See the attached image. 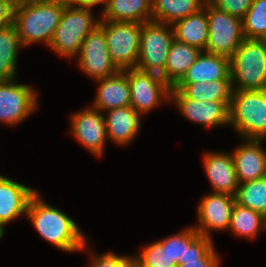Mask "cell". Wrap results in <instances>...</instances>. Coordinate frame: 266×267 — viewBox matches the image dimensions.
<instances>
[{
  "instance_id": "cell-3",
  "label": "cell",
  "mask_w": 266,
  "mask_h": 267,
  "mask_svg": "<svg viewBox=\"0 0 266 267\" xmlns=\"http://www.w3.org/2000/svg\"><path fill=\"white\" fill-rule=\"evenodd\" d=\"M230 77L233 90H266V40L241 42L230 58Z\"/></svg>"
},
{
  "instance_id": "cell-23",
  "label": "cell",
  "mask_w": 266,
  "mask_h": 267,
  "mask_svg": "<svg viewBox=\"0 0 266 267\" xmlns=\"http://www.w3.org/2000/svg\"><path fill=\"white\" fill-rule=\"evenodd\" d=\"M102 20L144 23L152 20V0H108Z\"/></svg>"
},
{
  "instance_id": "cell-12",
  "label": "cell",
  "mask_w": 266,
  "mask_h": 267,
  "mask_svg": "<svg viewBox=\"0 0 266 267\" xmlns=\"http://www.w3.org/2000/svg\"><path fill=\"white\" fill-rule=\"evenodd\" d=\"M170 99L187 119L207 127L229 124L231 102L196 101L188 99L180 90H170Z\"/></svg>"
},
{
  "instance_id": "cell-6",
  "label": "cell",
  "mask_w": 266,
  "mask_h": 267,
  "mask_svg": "<svg viewBox=\"0 0 266 267\" xmlns=\"http://www.w3.org/2000/svg\"><path fill=\"white\" fill-rule=\"evenodd\" d=\"M98 25L104 30L108 52L116 67L119 70L136 68L142 23L100 20Z\"/></svg>"
},
{
  "instance_id": "cell-10",
  "label": "cell",
  "mask_w": 266,
  "mask_h": 267,
  "mask_svg": "<svg viewBox=\"0 0 266 267\" xmlns=\"http://www.w3.org/2000/svg\"><path fill=\"white\" fill-rule=\"evenodd\" d=\"M78 56L80 69L95 80L112 76L119 71L110 58L105 33L99 25L84 39Z\"/></svg>"
},
{
  "instance_id": "cell-15",
  "label": "cell",
  "mask_w": 266,
  "mask_h": 267,
  "mask_svg": "<svg viewBox=\"0 0 266 267\" xmlns=\"http://www.w3.org/2000/svg\"><path fill=\"white\" fill-rule=\"evenodd\" d=\"M37 191L0 175V238L7 222L27 213L31 197Z\"/></svg>"
},
{
  "instance_id": "cell-32",
  "label": "cell",
  "mask_w": 266,
  "mask_h": 267,
  "mask_svg": "<svg viewBox=\"0 0 266 267\" xmlns=\"http://www.w3.org/2000/svg\"><path fill=\"white\" fill-rule=\"evenodd\" d=\"M199 236V232L194 227H191L174 236L167 237V251L171 261H174L179 266L181 260L185 259L186 248Z\"/></svg>"
},
{
  "instance_id": "cell-27",
  "label": "cell",
  "mask_w": 266,
  "mask_h": 267,
  "mask_svg": "<svg viewBox=\"0 0 266 267\" xmlns=\"http://www.w3.org/2000/svg\"><path fill=\"white\" fill-rule=\"evenodd\" d=\"M228 229L237 236L255 238L261 229H266V217L235 202Z\"/></svg>"
},
{
  "instance_id": "cell-25",
  "label": "cell",
  "mask_w": 266,
  "mask_h": 267,
  "mask_svg": "<svg viewBox=\"0 0 266 267\" xmlns=\"http://www.w3.org/2000/svg\"><path fill=\"white\" fill-rule=\"evenodd\" d=\"M206 0H152V20L172 25L203 8Z\"/></svg>"
},
{
  "instance_id": "cell-18",
  "label": "cell",
  "mask_w": 266,
  "mask_h": 267,
  "mask_svg": "<svg viewBox=\"0 0 266 267\" xmlns=\"http://www.w3.org/2000/svg\"><path fill=\"white\" fill-rule=\"evenodd\" d=\"M100 83L93 108L102 112L105 110L130 106L131 90L125 70L116 74L96 80Z\"/></svg>"
},
{
  "instance_id": "cell-8",
  "label": "cell",
  "mask_w": 266,
  "mask_h": 267,
  "mask_svg": "<svg viewBox=\"0 0 266 267\" xmlns=\"http://www.w3.org/2000/svg\"><path fill=\"white\" fill-rule=\"evenodd\" d=\"M172 25L157 21L142 23L139 58L136 68L161 75L166 66L167 55L174 40Z\"/></svg>"
},
{
  "instance_id": "cell-29",
  "label": "cell",
  "mask_w": 266,
  "mask_h": 267,
  "mask_svg": "<svg viewBox=\"0 0 266 267\" xmlns=\"http://www.w3.org/2000/svg\"><path fill=\"white\" fill-rule=\"evenodd\" d=\"M235 202L266 217V176L253 181L239 183Z\"/></svg>"
},
{
  "instance_id": "cell-14",
  "label": "cell",
  "mask_w": 266,
  "mask_h": 267,
  "mask_svg": "<svg viewBox=\"0 0 266 267\" xmlns=\"http://www.w3.org/2000/svg\"><path fill=\"white\" fill-rule=\"evenodd\" d=\"M102 112L89 107L71 116L72 134L86 149L95 155H102L105 141L108 139L105 116Z\"/></svg>"
},
{
  "instance_id": "cell-2",
  "label": "cell",
  "mask_w": 266,
  "mask_h": 267,
  "mask_svg": "<svg viewBox=\"0 0 266 267\" xmlns=\"http://www.w3.org/2000/svg\"><path fill=\"white\" fill-rule=\"evenodd\" d=\"M67 0H33L16 4L14 25L22 46L34 42L50 45Z\"/></svg>"
},
{
  "instance_id": "cell-21",
  "label": "cell",
  "mask_w": 266,
  "mask_h": 267,
  "mask_svg": "<svg viewBox=\"0 0 266 267\" xmlns=\"http://www.w3.org/2000/svg\"><path fill=\"white\" fill-rule=\"evenodd\" d=\"M201 51L198 47L174 39L167 55L165 70L160 76L170 87H174L187 73Z\"/></svg>"
},
{
  "instance_id": "cell-9",
  "label": "cell",
  "mask_w": 266,
  "mask_h": 267,
  "mask_svg": "<svg viewBox=\"0 0 266 267\" xmlns=\"http://www.w3.org/2000/svg\"><path fill=\"white\" fill-rule=\"evenodd\" d=\"M126 75L131 90L130 106L138 114L149 112L166 98L170 100L171 87L159 74L130 68Z\"/></svg>"
},
{
  "instance_id": "cell-22",
  "label": "cell",
  "mask_w": 266,
  "mask_h": 267,
  "mask_svg": "<svg viewBox=\"0 0 266 267\" xmlns=\"http://www.w3.org/2000/svg\"><path fill=\"white\" fill-rule=\"evenodd\" d=\"M172 26L174 39L198 47L202 51L205 50L208 42L209 24L207 11L204 7L175 22Z\"/></svg>"
},
{
  "instance_id": "cell-19",
  "label": "cell",
  "mask_w": 266,
  "mask_h": 267,
  "mask_svg": "<svg viewBox=\"0 0 266 267\" xmlns=\"http://www.w3.org/2000/svg\"><path fill=\"white\" fill-rule=\"evenodd\" d=\"M217 80H231L230 59L201 51L178 83H209Z\"/></svg>"
},
{
  "instance_id": "cell-35",
  "label": "cell",
  "mask_w": 266,
  "mask_h": 267,
  "mask_svg": "<svg viewBox=\"0 0 266 267\" xmlns=\"http://www.w3.org/2000/svg\"><path fill=\"white\" fill-rule=\"evenodd\" d=\"M15 0H0V29L14 24Z\"/></svg>"
},
{
  "instance_id": "cell-20",
  "label": "cell",
  "mask_w": 266,
  "mask_h": 267,
  "mask_svg": "<svg viewBox=\"0 0 266 267\" xmlns=\"http://www.w3.org/2000/svg\"><path fill=\"white\" fill-rule=\"evenodd\" d=\"M108 112L105 118L108 139L119 145L128 144L140 129V114L131 106L110 109Z\"/></svg>"
},
{
  "instance_id": "cell-4",
  "label": "cell",
  "mask_w": 266,
  "mask_h": 267,
  "mask_svg": "<svg viewBox=\"0 0 266 267\" xmlns=\"http://www.w3.org/2000/svg\"><path fill=\"white\" fill-rule=\"evenodd\" d=\"M229 125L243 138L266 137V90H233Z\"/></svg>"
},
{
  "instance_id": "cell-7",
  "label": "cell",
  "mask_w": 266,
  "mask_h": 267,
  "mask_svg": "<svg viewBox=\"0 0 266 267\" xmlns=\"http://www.w3.org/2000/svg\"><path fill=\"white\" fill-rule=\"evenodd\" d=\"M203 7L207 11L209 24L205 52L230 59L245 39L242 30V19L218 9L208 0L205 1Z\"/></svg>"
},
{
  "instance_id": "cell-30",
  "label": "cell",
  "mask_w": 266,
  "mask_h": 267,
  "mask_svg": "<svg viewBox=\"0 0 266 267\" xmlns=\"http://www.w3.org/2000/svg\"><path fill=\"white\" fill-rule=\"evenodd\" d=\"M245 39L266 40V0H252V5L242 18Z\"/></svg>"
},
{
  "instance_id": "cell-33",
  "label": "cell",
  "mask_w": 266,
  "mask_h": 267,
  "mask_svg": "<svg viewBox=\"0 0 266 267\" xmlns=\"http://www.w3.org/2000/svg\"><path fill=\"white\" fill-rule=\"evenodd\" d=\"M218 9L238 18H243L252 5V0H208Z\"/></svg>"
},
{
  "instance_id": "cell-17",
  "label": "cell",
  "mask_w": 266,
  "mask_h": 267,
  "mask_svg": "<svg viewBox=\"0 0 266 267\" xmlns=\"http://www.w3.org/2000/svg\"><path fill=\"white\" fill-rule=\"evenodd\" d=\"M206 175L213 186L214 193H227L235 196L238 180L231 154L224 152L206 153L204 158Z\"/></svg>"
},
{
  "instance_id": "cell-11",
  "label": "cell",
  "mask_w": 266,
  "mask_h": 267,
  "mask_svg": "<svg viewBox=\"0 0 266 267\" xmlns=\"http://www.w3.org/2000/svg\"><path fill=\"white\" fill-rule=\"evenodd\" d=\"M13 80L0 81V121L9 125L18 124L37 108L36 91Z\"/></svg>"
},
{
  "instance_id": "cell-38",
  "label": "cell",
  "mask_w": 266,
  "mask_h": 267,
  "mask_svg": "<svg viewBox=\"0 0 266 267\" xmlns=\"http://www.w3.org/2000/svg\"><path fill=\"white\" fill-rule=\"evenodd\" d=\"M16 3L24 2V1H33V0H15Z\"/></svg>"
},
{
  "instance_id": "cell-28",
  "label": "cell",
  "mask_w": 266,
  "mask_h": 267,
  "mask_svg": "<svg viewBox=\"0 0 266 267\" xmlns=\"http://www.w3.org/2000/svg\"><path fill=\"white\" fill-rule=\"evenodd\" d=\"M212 238L199 236L188 248L178 267H219V256Z\"/></svg>"
},
{
  "instance_id": "cell-26",
  "label": "cell",
  "mask_w": 266,
  "mask_h": 267,
  "mask_svg": "<svg viewBox=\"0 0 266 267\" xmlns=\"http://www.w3.org/2000/svg\"><path fill=\"white\" fill-rule=\"evenodd\" d=\"M22 47L14 24L0 29V81L15 79L19 48Z\"/></svg>"
},
{
  "instance_id": "cell-1",
  "label": "cell",
  "mask_w": 266,
  "mask_h": 267,
  "mask_svg": "<svg viewBox=\"0 0 266 267\" xmlns=\"http://www.w3.org/2000/svg\"><path fill=\"white\" fill-rule=\"evenodd\" d=\"M26 216L40 236L63 251L85 250L86 240L77 224L59 209L42 201L38 192L30 199Z\"/></svg>"
},
{
  "instance_id": "cell-37",
  "label": "cell",
  "mask_w": 266,
  "mask_h": 267,
  "mask_svg": "<svg viewBox=\"0 0 266 267\" xmlns=\"http://www.w3.org/2000/svg\"><path fill=\"white\" fill-rule=\"evenodd\" d=\"M129 267H141V266L138 265V264L133 260Z\"/></svg>"
},
{
  "instance_id": "cell-16",
  "label": "cell",
  "mask_w": 266,
  "mask_h": 267,
  "mask_svg": "<svg viewBox=\"0 0 266 267\" xmlns=\"http://www.w3.org/2000/svg\"><path fill=\"white\" fill-rule=\"evenodd\" d=\"M262 140L246 139L231 153L238 183L253 181L266 176V152L260 146Z\"/></svg>"
},
{
  "instance_id": "cell-24",
  "label": "cell",
  "mask_w": 266,
  "mask_h": 267,
  "mask_svg": "<svg viewBox=\"0 0 266 267\" xmlns=\"http://www.w3.org/2000/svg\"><path fill=\"white\" fill-rule=\"evenodd\" d=\"M171 90H180L188 99L196 101L231 102L233 88L231 80L202 83H177Z\"/></svg>"
},
{
  "instance_id": "cell-31",
  "label": "cell",
  "mask_w": 266,
  "mask_h": 267,
  "mask_svg": "<svg viewBox=\"0 0 266 267\" xmlns=\"http://www.w3.org/2000/svg\"><path fill=\"white\" fill-rule=\"evenodd\" d=\"M134 261L141 267H178L168 255L167 238L145 247Z\"/></svg>"
},
{
  "instance_id": "cell-36",
  "label": "cell",
  "mask_w": 266,
  "mask_h": 267,
  "mask_svg": "<svg viewBox=\"0 0 266 267\" xmlns=\"http://www.w3.org/2000/svg\"><path fill=\"white\" fill-rule=\"evenodd\" d=\"M67 1L70 5H73L75 7L89 8V9H92V7L101 3H105V8H106L108 2V0H67Z\"/></svg>"
},
{
  "instance_id": "cell-5",
  "label": "cell",
  "mask_w": 266,
  "mask_h": 267,
  "mask_svg": "<svg viewBox=\"0 0 266 267\" xmlns=\"http://www.w3.org/2000/svg\"><path fill=\"white\" fill-rule=\"evenodd\" d=\"M92 9L67 3L49 47L65 57L78 55L87 35L99 24L92 17Z\"/></svg>"
},
{
  "instance_id": "cell-13",
  "label": "cell",
  "mask_w": 266,
  "mask_h": 267,
  "mask_svg": "<svg viewBox=\"0 0 266 267\" xmlns=\"http://www.w3.org/2000/svg\"><path fill=\"white\" fill-rule=\"evenodd\" d=\"M235 196L227 193H211L206 195L198 206L199 226L194 228L201 236L209 237L211 230L229 228Z\"/></svg>"
},
{
  "instance_id": "cell-34",
  "label": "cell",
  "mask_w": 266,
  "mask_h": 267,
  "mask_svg": "<svg viewBox=\"0 0 266 267\" xmlns=\"http://www.w3.org/2000/svg\"><path fill=\"white\" fill-rule=\"evenodd\" d=\"M90 267H129L134 257L117 256L111 252L103 254L102 256H92Z\"/></svg>"
}]
</instances>
